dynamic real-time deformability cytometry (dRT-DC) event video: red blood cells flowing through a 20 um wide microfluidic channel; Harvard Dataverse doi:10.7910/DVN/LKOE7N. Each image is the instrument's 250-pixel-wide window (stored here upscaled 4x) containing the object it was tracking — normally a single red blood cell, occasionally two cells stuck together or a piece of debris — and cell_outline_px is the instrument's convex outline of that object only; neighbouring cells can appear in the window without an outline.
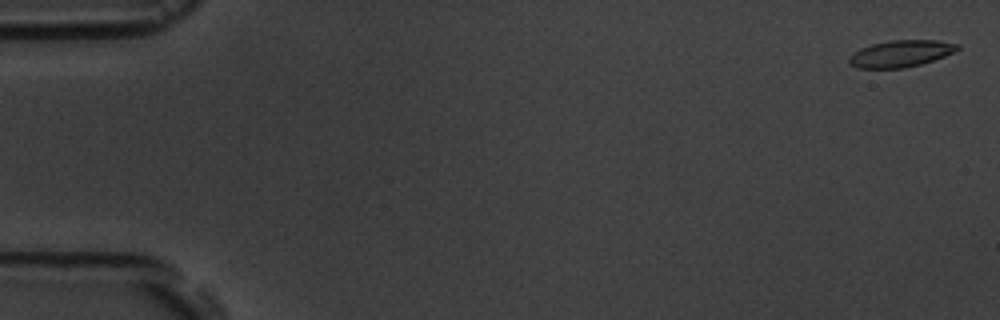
{"species": "common noctule bat (a hibernating species)", "species_latin": "Nyctalus noctula", "temperature_condition": "room temperature", "stored_images_in_passage": 7, "camera_frame_rate_fps": 3000, "um_per_image_px": 0.085, "animal": {"sex": "male", "body_mass_g": 19.5, "forearm_length_mm": 54.6}, "frame": {"image": 1, "passage_image": 1, "time_ms": 0.0, "image_size_px": [1000, 320], "cell_outline_px": [[960, 48], [944, 56], [920, 64], [904, 68], [856, 68], [848, 64], [848, 56], [860, 48], [872, 44], [888, 40], [936, 40], [960, 44]], "centroid_in_image_um": [76.51, 4.55], "position_along_channel_um": 8.5, "area_um2": 16.94}}
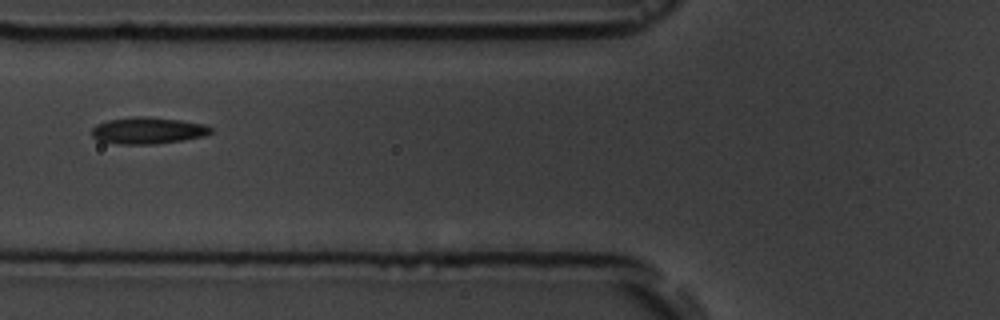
{"frame": {"image": 2, "passage_image": 6, "time_ms": 6.667, "image_size_px": [1000, 320], "cell_outline_px": [[212, 132], [204, 136], [184, 140], [156, 144], [116, 144], [100, 140], [92, 136], [92, 128], [96, 124], [108, 120], [136, 116], [148, 116], [180, 120], [204, 124], [212, 128]], "centroid_in_image_um": [12.58, 11.09], "position_along_channel_um": 113.2, "area_um2": 18.55}}
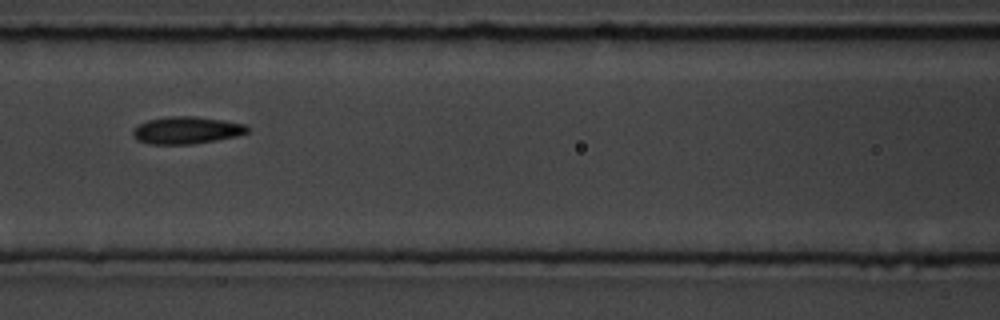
{"frame": {"image": 3, "passage_image": 7, "time_ms": 7.667, "image_size_px": [1000, 320], "cell_outline_px": [[248, 132], [236, 136], [216, 140], [192, 144], [148, 144], [136, 140], [132, 136], [132, 132], [140, 124], [148, 120], [168, 116], [196, 116], [224, 120], [244, 124], [248, 128]], "centroid_in_image_um": [15.84, 11.07], "position_along_channel_um": 150.8, "area_um2": 18.15}}